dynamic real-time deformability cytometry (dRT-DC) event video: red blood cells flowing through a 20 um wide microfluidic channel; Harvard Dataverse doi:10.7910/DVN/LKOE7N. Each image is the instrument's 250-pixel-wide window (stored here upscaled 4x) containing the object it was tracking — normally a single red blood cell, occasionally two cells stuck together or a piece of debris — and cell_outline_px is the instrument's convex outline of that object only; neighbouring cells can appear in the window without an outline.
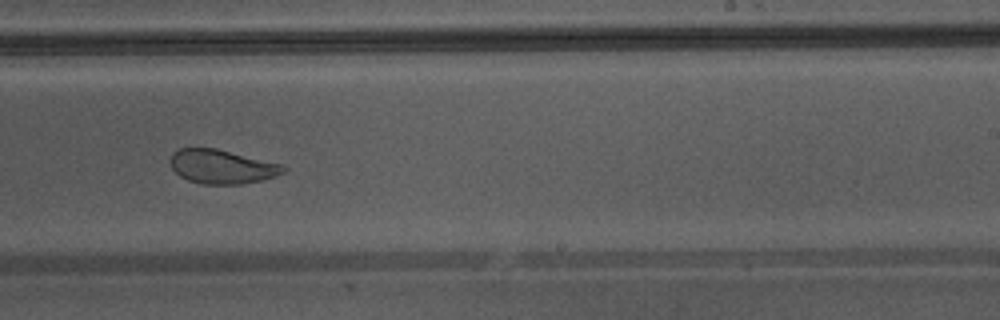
{"species": "Egyptian fruit bat (a non-hibernating species)", "species_latin": "Rousettus aegyptiacus", "temperature_condition": "warm", "stored_images_in_passage": 40, "camera_frame_rate_fps": 3000, "um_per_image_px": 0.085, "animal": {"sex": "male"}, "frame": {"image": 1, "passage_image": 23, "time_ms": 7.333, "image_size_px": [1000, 320], "cell_outline_px": [[288, 168], [284, 172], [276, 176], [264, 180], [240, 184], [204, 184], [188, 180], [180, 176], [172, 168], [172, 156], [180, 148], [216, 148], [280, 164]], "centroid_in_image_um": [18.9, 14.18], "position_along_channel_um": 270.1, "area_um2": 22.08}, "authors_computed_cell_mechanics": {"area_um2": 26.7614, "velocity_mm_per_s": 4.3398, "shape_relaxation_time_tau1_ms": 6.9205, "shape_relaxation_time_tau2_ms": 1.0293, "deformation_change_tau1": 0.1792, "deformation_change_tau2": 0.0704}}